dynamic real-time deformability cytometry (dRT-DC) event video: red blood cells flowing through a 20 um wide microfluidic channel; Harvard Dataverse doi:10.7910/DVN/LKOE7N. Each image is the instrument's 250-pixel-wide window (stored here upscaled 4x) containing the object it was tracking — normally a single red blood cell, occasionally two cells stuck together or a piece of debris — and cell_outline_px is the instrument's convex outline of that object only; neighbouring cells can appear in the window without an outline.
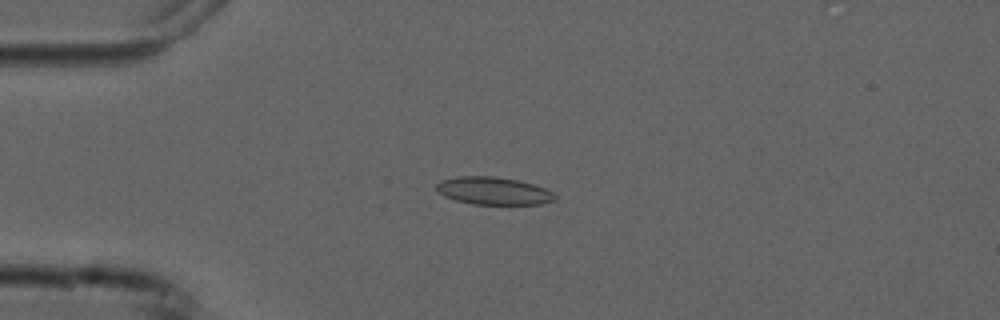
{"species": "common noctule bat (a hibernating species)", "species_latin": "Nyctalus noctula", "temperature_condition": "cold", "stored_images_in_passage": 8, "camera_frame_rate_fps": 3000, "um_per_image_px": 0.085, "animal": {"sex": "male", "forearm_length_mm": 52.5}, "frame": {"image": 1, "passage_image": 4, "time_ms": 4.333, "image_size_px": [1000, 320], "cell_outline_px": [[556, 200], [540, 204], [472, 204], [456, 200], [444, 196], [436, 192], [436, 184], [440, 180], [456, 176], [496, 176], [516, 180], [532, 184], [544, 188], [552, 192], [556, 196]], "centroid_in_image_um": [41.9, 16.22], "position_along_channel_um": 43.1, "area_um2": 19.13}}
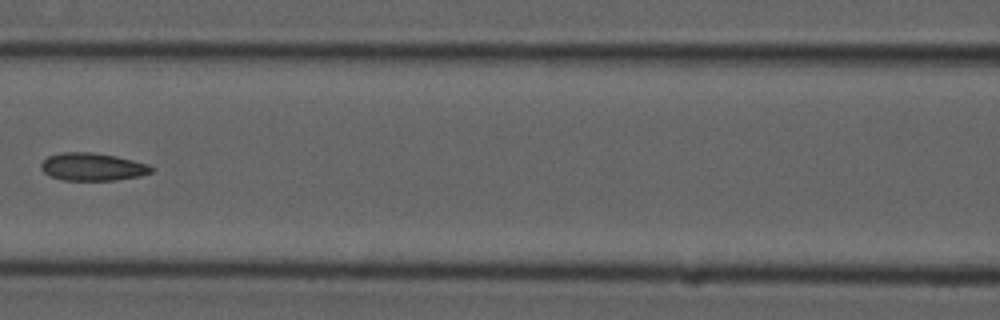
{"frame": {"image": 2, "passage_image": 7, "time_ms": 8.0, "image_size_px": [1000, 320], "cell_outline_px": [[152, 172], [140, 176], [116, 180], [64, 180], [48, 176], [40, 168], [40, 164], [48, 156], [60, 152], [92, 152], [116, 156], [148, 164], [152, 168]], "centroid_in_image_um": [7.83, 14.18], "position_along_channel_um": 158.8, "area_um2": 17.86}}
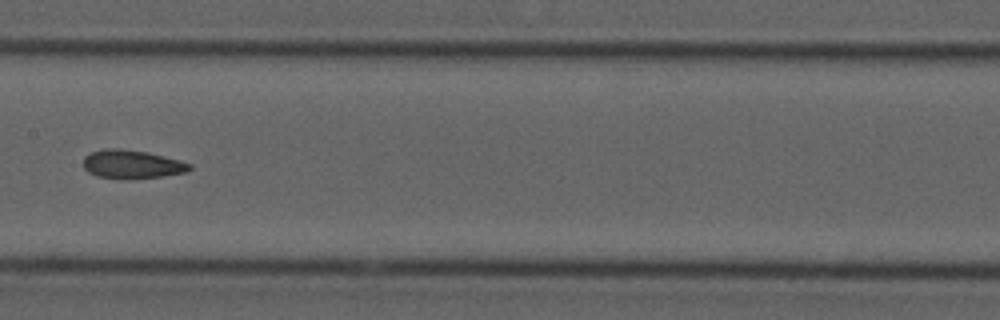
{"frame": {"image": 3, "passage_image": 8, "time_ms": 9.0, "image_size_px": [1000, 320], "cell_outline_px": [[192, 168], [188, 172], [160, 176], [96, 176], [88, 172], [84, 168], [84, 156], [92, 152], [104, 148], [120, 148], [148, 152], [180, 160], [192, 164]], "centroid_in_image_um": [11.24, 13.91], "position_along_channel_um": 196.2, "area_um2": 16.99}}